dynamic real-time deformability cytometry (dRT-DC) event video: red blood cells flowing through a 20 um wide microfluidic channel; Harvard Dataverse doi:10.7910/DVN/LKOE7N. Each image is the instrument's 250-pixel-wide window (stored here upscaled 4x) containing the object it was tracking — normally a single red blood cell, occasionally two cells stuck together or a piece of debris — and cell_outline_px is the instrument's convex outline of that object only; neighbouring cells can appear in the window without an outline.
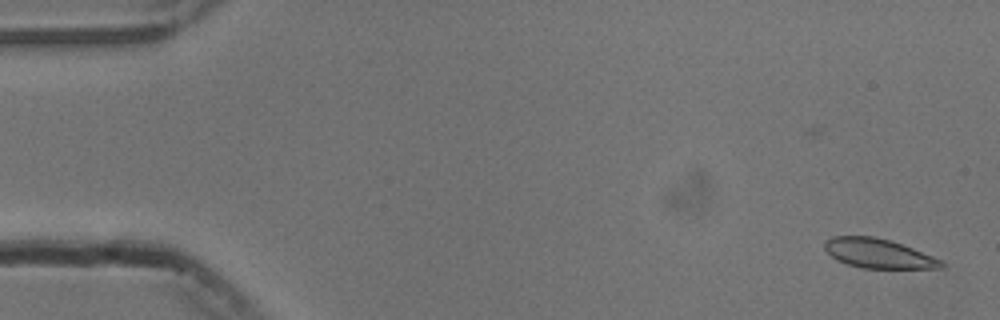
{"species": "common noctule bat (a hibernating species)", "species_latin": "Nyctalus noctula", "temperature_condition": "cold", "stored_images_in_passage": 53, "camera_frame_rate_fps": 3000, "um_per_image_px": 0.085, "animal": {"sex": "male", "body_mass_g": 13.3}, "frame": {"image": 1, "passage_image": 1, "time_ms": 0.0, "image_size_px": [1000, 320], "cell_outline_px": [[944, 264], [940, 268], [860, 268], [836, 260], [824, 248], [824, 240], [832, 236], [876, 236], [892, 240], [932, 256], [940, 260]], "centroid_in_image_um": [74.61, 21.53], "position_along_channel_um": 10.4, "area_um2": 19.94}}
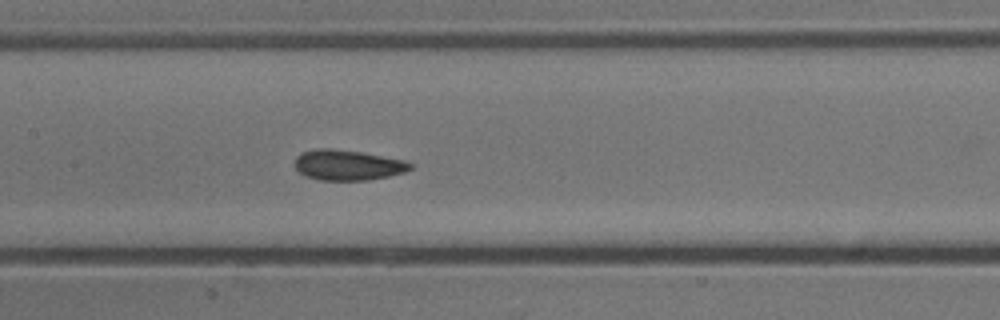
{"frame": {"image": 2, "passage_image": 25, "time_ms": 8.0, "image_size_px": [1000, 320], "cell_outline_px": [[412, 168], [404, 172], [388, 176], [368, 180], [320, 180], [304, 176], [296, 168], [296, 156], [300, 152], [316, 148], [332, 148], [360, 152], [404, 160], [412, 164]], "centroid_in_image_um": [29.53, 14.02], "position_along_channel_um": 177.9, "area_um2": 20.4}}
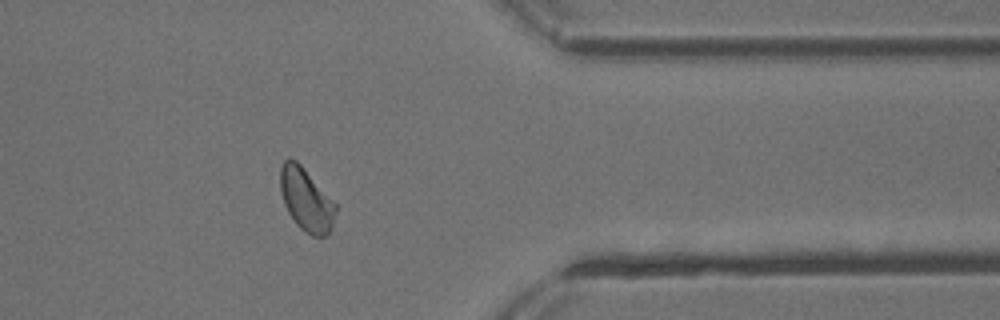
{"frame": {"image": 3, "passage_image": 43, "time_ms": 14.0, "image_size_px": [1000, 320], "cell_outline_px": [[336, 212], [332, 224], [328, 232], [324, 236], [312, 236], [300, 228], [296, 224], [288, 212], [284, 204], [280, 188], [280, 168], [284, 160], [288, 156], [296, 160], [304, 168], [336, 204]], "centroid_in_image_um": [26.0, 16.94], "position_along_channel_um": 385.4, "area_um2": 20.11}, "authors_computed_cell_mechanics": {"area_um2": 20.3456, "velocity_mm_per_s": 3.7403, "shape_relaxation_time_tau1_ms": 3.3066, "shape_relaxation_time_tau2_ms": 1.3915, "deformation_change_tau1": 0.0781, "deformation_change_tau2": 0.0502}}